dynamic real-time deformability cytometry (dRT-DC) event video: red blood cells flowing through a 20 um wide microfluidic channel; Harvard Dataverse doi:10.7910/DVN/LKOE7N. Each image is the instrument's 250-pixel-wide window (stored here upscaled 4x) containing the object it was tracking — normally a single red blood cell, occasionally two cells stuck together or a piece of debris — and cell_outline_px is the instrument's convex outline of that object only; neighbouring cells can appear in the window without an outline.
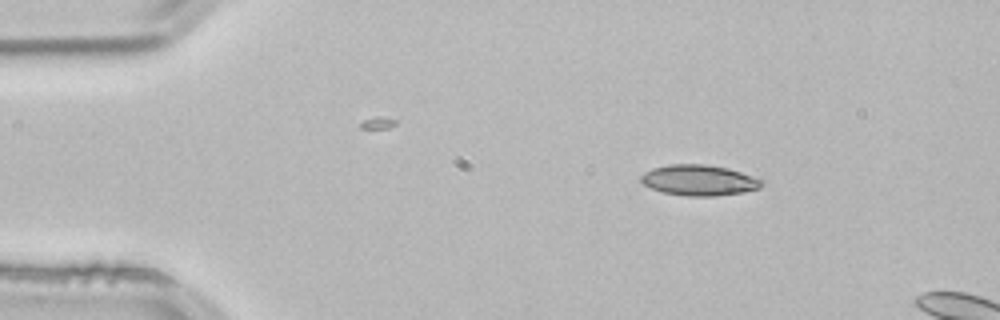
{"species": "common noctule bat (a hibernating species)", "species_latin": "Nyctalus noctula", "temperature_condition": "room temperature", "stored_images_in_passage": 14, "camera_frame_rate_fps": 3000, "um_per_image_px": 0.085, "animal": {"sex": "male", "body_mass_g": 21.5, "forearm_length_mm": 52.0}, "frame": {"image": 1, "passage_image": 7, "time_ms": 2.0, "image_size_px": [1000, 320], "cell_outline_px": [[768, 184], [760, 188], [744, 192], [716, 196], [688, 196], [660, 192], [644, 184], [640, 180], [640, 176], [644, 172], [652, 168], [668, 164], [708, 164], [728, 168], [764, 180]], "centroid_in_image_um": [59.45, 15.32], "position_along_channel_um": 25.5, "area_um2": 21.91}}